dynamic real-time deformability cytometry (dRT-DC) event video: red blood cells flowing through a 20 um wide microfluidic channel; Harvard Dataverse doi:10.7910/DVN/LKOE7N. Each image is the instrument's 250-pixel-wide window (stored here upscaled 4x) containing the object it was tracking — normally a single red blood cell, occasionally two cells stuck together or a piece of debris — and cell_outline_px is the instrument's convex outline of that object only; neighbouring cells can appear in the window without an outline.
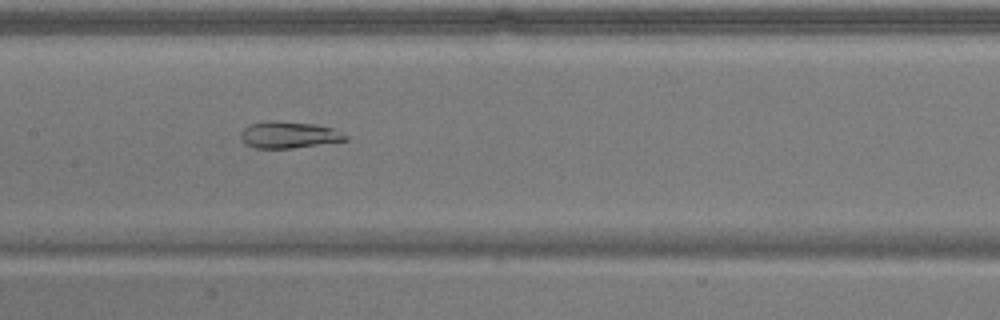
{"species": "common noctule bat (a hibernating species)", "species_latin": "Nyctalus noctula", "temperature_condition": "warm", "stored_images_in_passage": 38, "camera_frame_rate_fps": 3000, "um_per_image_px": 0.085, "animal": {"sex": "male", "body_mass_g": 17.9}, "frame": {"image": 1, "passage_image": 10, "time_ms": 3.0, "image_size_px": [1000, 320], "cell_outline_px": [[348, 140], [292, 148], [256, 148], [244, 144], [240, 140], [240, 132], [248, 124], [272, 120], [276, 120], [316, 124], [332, 128], [348, 136]], "centroid_in_image_um": [24.5, 11.45], "position_along_channel_um": 182.9, "area_um2": 16.42}}
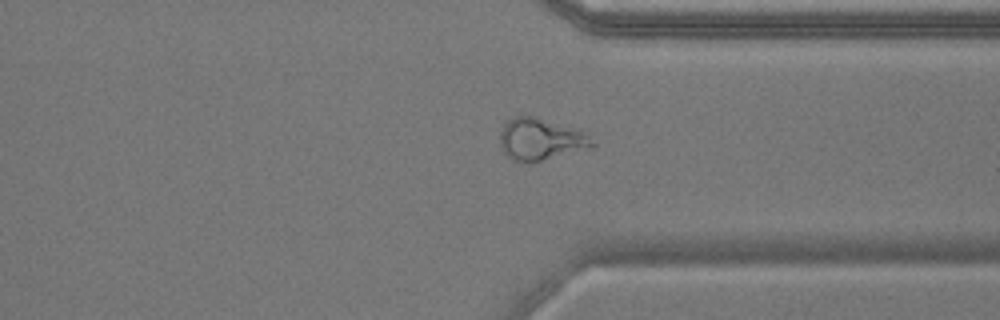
{"frame": {"image": 2, "passage_image": 25, "time_ms": 8.0, "image_size_px": [1000, 320], "cell_outline_px": [[596, 144], [532, 164], [516, 160], [508, 156], [500, 148], [500, 132], [504, 120], [516, 116], [532, 116], [580, 128]], "centroid_in_image_um": [45.9, 11.81], "position_along_channel_um": 365.5, "area_um2": 22.54}}
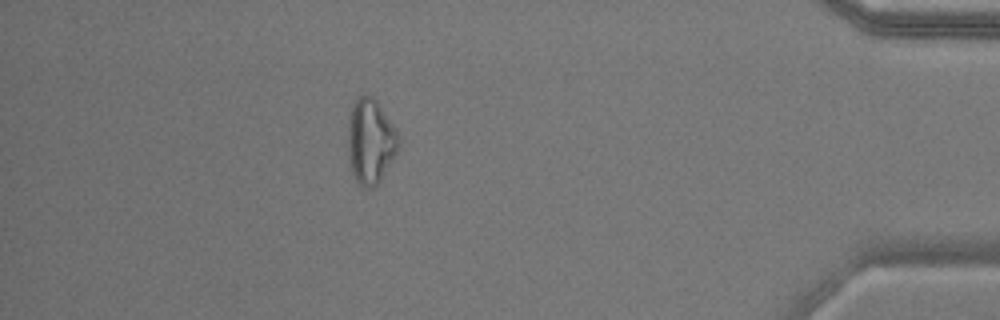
{"frame": {"image": 3, "passage_image": 32, "time_ms": 10.333, "image_size_px": [1000, 320], "cell_outline_px": [[400, 148], [380, 180], [372, 188], [364, 188], [356, 180], [352, 172], [348, 160], [348, 124], [352, 104], [364, 92], [372, 96], [376, 100], [396, 128], [400, 136]], "centroid_in_image_um": [31.5, 11.99], "position_along_channel_um": 403.7, "area_um2": 25.37}}